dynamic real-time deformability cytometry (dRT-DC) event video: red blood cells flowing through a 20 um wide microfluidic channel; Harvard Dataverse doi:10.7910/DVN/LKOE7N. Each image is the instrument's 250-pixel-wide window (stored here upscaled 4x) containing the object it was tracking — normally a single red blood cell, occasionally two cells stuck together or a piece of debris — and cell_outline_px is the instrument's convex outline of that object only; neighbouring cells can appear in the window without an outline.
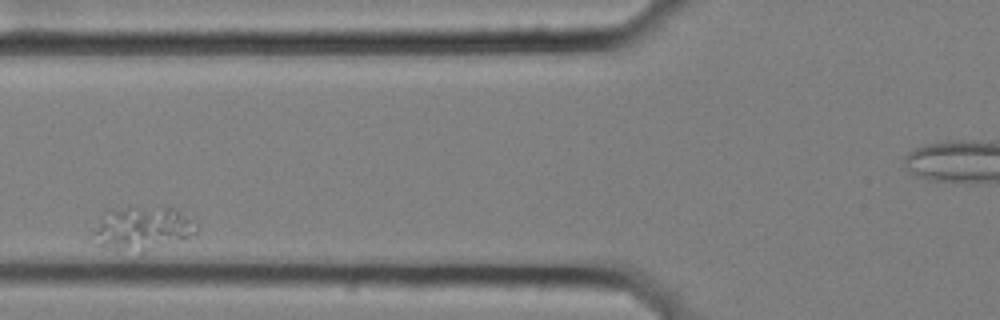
{"species": "common noctule bat (a hibernating species)", "species_latin": "Nyctalus noctula", "temperature_condition": "cold", "stored_images_in_passage": 7, "camera_frame_rate_fps": 3000, "um_per_image_px": 0.085, "animal": {"sex": "female", "body_mass_g": 25.1}, "frame": {"image": 1, "passage_image": 4, "time_ms": 1.0, "image_size_px": [1000, 320], "cell_outline_px": [[196, 232], [188, 236], [140, 256], [96, 244], [92, 232], [92, 228], [100, 216], [108, 208], [176, 208], [196, 216]], "centroid_in_image_um": [12.1, 19.43], "position_along_channel_um": 113.7, "area_um2": 27.28}}
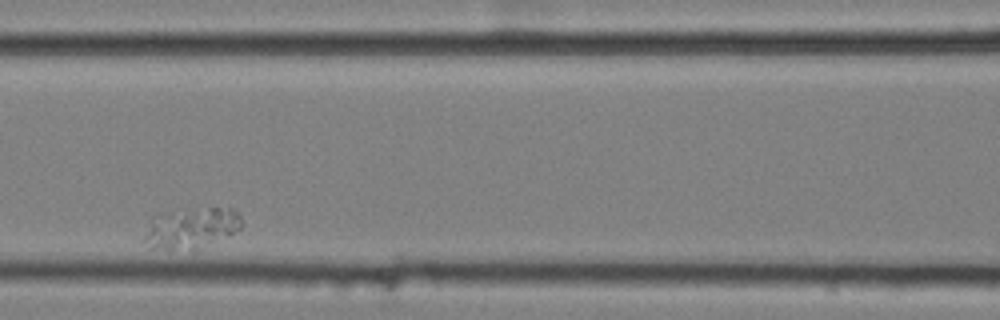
{"frame": {"image": 2, "passage_image": 5, "time_ms": 1.333, "image_size_px": [1000, 320], "cell_outline_px": [[244, 224], [240, 228], [228, 236], [196, 248], [148, 248], [140, 240], [148, 220], [152, 216], [164, 212], [208, 208], [228, 208], [236, 212], [240, 216]], "centroid_in_image_um": [16.16, 19.37], "position_along_channel_um": 150.4, "area_um2": 23.06}}